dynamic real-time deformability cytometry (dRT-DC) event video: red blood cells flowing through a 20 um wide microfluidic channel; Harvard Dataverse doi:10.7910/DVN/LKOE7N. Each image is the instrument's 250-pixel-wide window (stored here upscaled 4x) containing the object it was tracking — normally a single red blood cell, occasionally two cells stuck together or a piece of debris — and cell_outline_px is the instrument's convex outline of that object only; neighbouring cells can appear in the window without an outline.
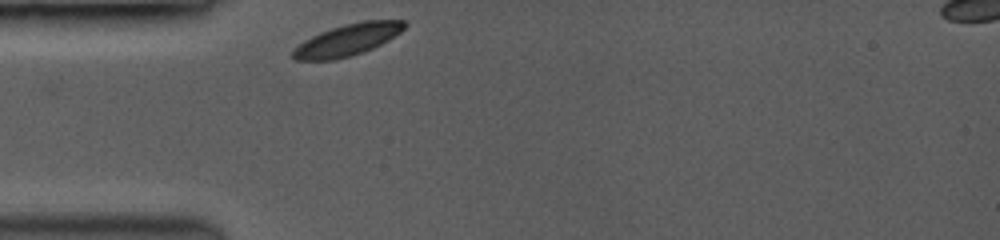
{"species": "common noctule bat (a hibernating species)", "species_latin": "Nyctalus noctula", "temperature_condition": "room temperature", "stored_images_in_passage": 34, "camera_frame_rate_fps": 3500, "um_per_image_px": 0.085, "animal": {"sex": "female", "body_mass_g": 19.0, "forearm_length_mm": 53.3}, "frame": {"image": 1, "passage_image": 1, "time_ms": 0.0, "image_size_px": [1000, 240], "cell_outline_px": [[408, 24], [400, 32], [388, 40], [372, 48], [348, 56], [332, 60], [296, 60], [292, 56], [292, 52], [304, 40], [320, 32], [344, 24], [364, 20], [404, 20]], "centroid_in_image_um": [29.55, 3.37], "position_along_channel_um": 55.4, "area_um2": 20.23}}
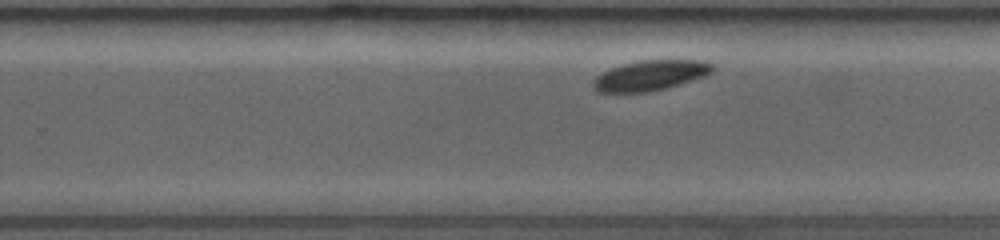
{"frame": {"image": 2, "passage_image": 22, "time_ms": 6.0, "image_size_px": [1000, 240], "cell_outline_px": [[716, 68], [712, 72], [704, 76], [664, 88], [644, 92], [600, 92], [592, 84], [596, 76], [612, 68], [624, 64], [640, 60], [704, 60], [712, 64]], "centroid_in_image_um": [55.31, 6.39], "position_along_channel_um": 274.5, "area_um2": 20.58}}
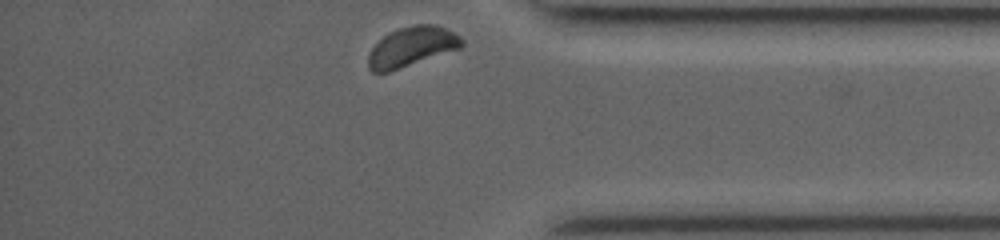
{"frame": {"image": 3, "passage_image": 34, "time_ms": 9.429, "image_size_px": [1000, 240], "cell_outline_px": [[464, 44], [460, 48], [388, 72], [372, 72], [368, 68], [368, 56], [372, 48], [384, 36], [400, 28], [416, 24], [436, 24], [460, 36], [464, 40]], "centroid_in_image_um": [35.0, 3.97], "position_along_channel_um": 400.2, "area_um2": 21.27}, "authors_computed_cell_mechanics": {"area_um2": 21.0681, "velocity_mm_per_s": 3.7559, "shape_relaxation_time_tau1_ms": 6.9096, "shape_relaxation_time_tau2_ms": null, "deformation_change_tau1": 0.146, "deformation_change_tau2": null}}